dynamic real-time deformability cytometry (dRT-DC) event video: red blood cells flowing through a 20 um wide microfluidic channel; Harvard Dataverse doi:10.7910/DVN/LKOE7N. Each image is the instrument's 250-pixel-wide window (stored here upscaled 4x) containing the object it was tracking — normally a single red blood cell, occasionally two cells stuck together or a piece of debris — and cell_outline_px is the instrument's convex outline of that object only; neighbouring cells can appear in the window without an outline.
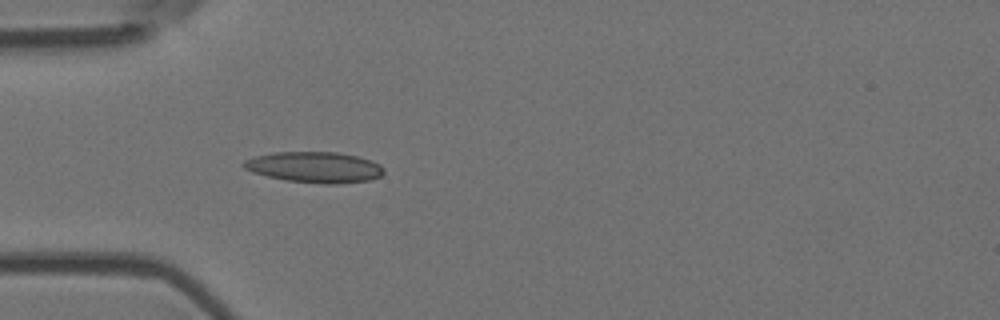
{"species": "Egyptian fruit bat (a non-hibernating species)", "species_latin": "Rousettus aegyptiacus", "temperature_condition": "room temperature", "stored_images_in_passage": 3, "camera_frame_rate_fps": 3000, "um_per_image_px": 0.085, "animal": {"sex": "female"}, "frame": {"image": 1, "passage_image": 3, "time_ms": 0.667, "image_size_px": [1000, 320], "cell_outline_px": [[384, 172], [380, 176], [368, 180], [336, 184], [324, 184], [284, 180], [252, 172], [244, 168], [240, 164], [244, 160], [256, 156], [272, 152], [336, 152], [356, 156], [380, 164], [384, 168]], "centroid_in_image_um": [26.7, 14.21], "position_along_channel_um": 58.3, "area_um2": 25.14}}